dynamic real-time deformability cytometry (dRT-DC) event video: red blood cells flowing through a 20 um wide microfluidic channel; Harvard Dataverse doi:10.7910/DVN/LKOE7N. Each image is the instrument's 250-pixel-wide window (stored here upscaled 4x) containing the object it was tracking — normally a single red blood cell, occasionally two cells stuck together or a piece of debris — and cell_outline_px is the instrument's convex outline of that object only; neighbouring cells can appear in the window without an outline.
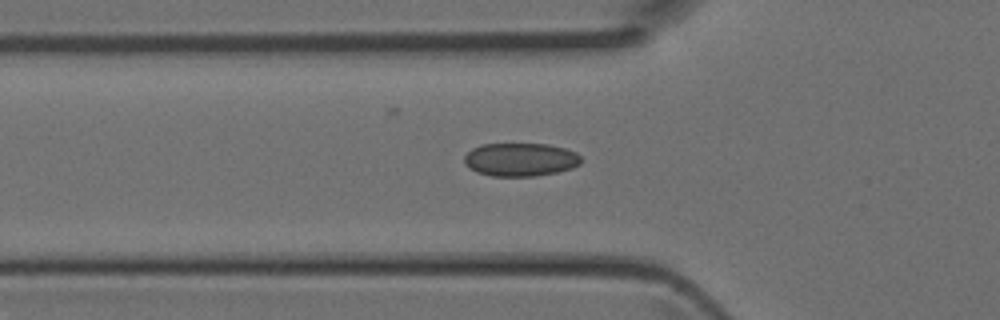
{"species": "Egyptian fruit bat (a non-hibernating species)", "species_latin": "Rousettus aegyptiacus", "temperature_condition": "room temperature", "stored_images_in_passage": 36, "camera_frame_rate_fps": 3000, "um_per_image_px": 0.085, "animal": {"sex": "female"}, "frame": {"image": 1, "passage_image": 8, "time_ms": 2.333, "image_size_px": [1000, 320], "cell_outline_px": [[580, 164], [572, 168], [556, 172], [536, 176], [492, 176], [476, 172], [468, 168], [464, 164], [464, 156], [472, 148], [480, 144], [548, 144], [564, 148], [576, 152], [580, 156]], "centroid_in_image_um": [44.2, 13.56], "position_along_channel_um": 81.6, "area_um2": 22.77}}
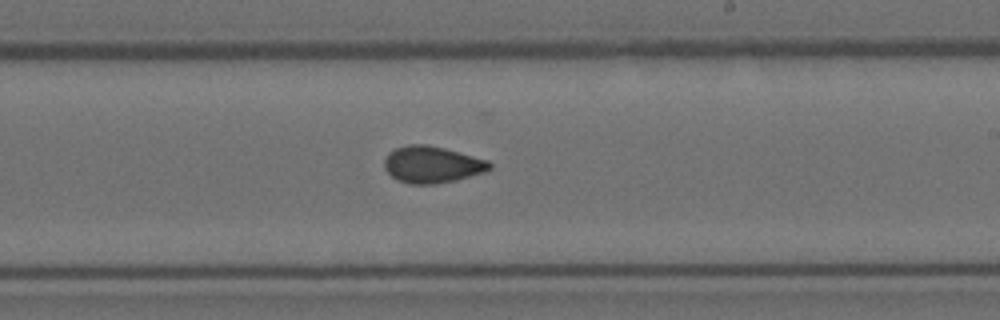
{"frame": {"image": 2, "passage_image": 19, "time_ms": 6.0, "image_size_px": [1000, 320], "cell_outline_px": [[492, 168], [484, 172], [456, 180], [436, 184], [408, 184], [392, 176], [384, 168], [384, 160], [388, 152], [396, 148], [408, 144], [428, 144], [444, 148], [488, 160], [492, 164]], "centroid_in_image_um": [36.72, 13.98], "position_along_channel_um": 252.3, "area_um2": 22.54}}
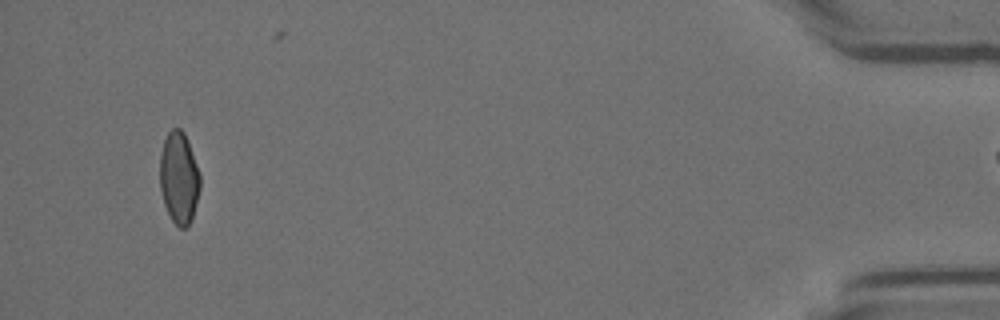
{"frame": {"image": 3, "passage_image": 35, "time_ms": 11.333, "image_size_px": [1000, 320], "cell_outline_px": [[200, 188], [192, 216], [188, 228], [180, 228], [172, 220], [164, 204], [160, 188], [160, 152], [164, 140], [168, 132], [172, 128], [180, 128], [184, 132], [200, 172]], "centroid_in_image_um": [15.21, 15.1], "position_along_channel_um": 420.0, "area_um2": 21.5}}